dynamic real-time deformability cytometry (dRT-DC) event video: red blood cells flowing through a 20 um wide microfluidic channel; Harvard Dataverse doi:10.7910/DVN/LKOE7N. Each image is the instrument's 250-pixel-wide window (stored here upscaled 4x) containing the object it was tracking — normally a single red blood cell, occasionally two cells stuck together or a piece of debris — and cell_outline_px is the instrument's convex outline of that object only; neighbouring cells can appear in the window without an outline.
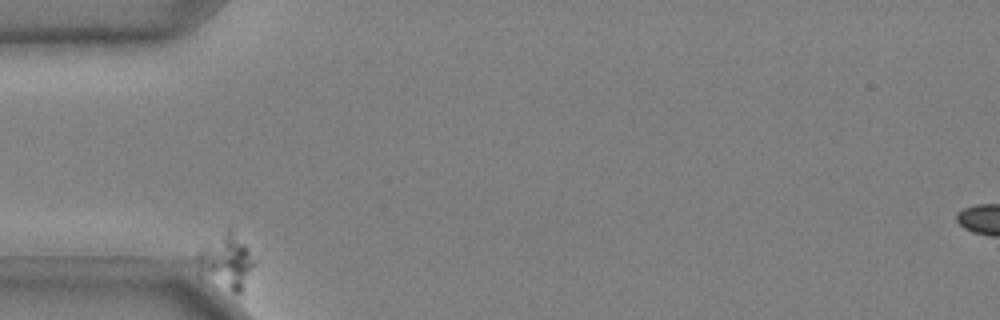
{"species": "common noctule bat (a hibernating species)", "species_latin": "Nyctalus noctula", "temperature_condition": "cold", "stored_images_in_passage": 53, "camera_frame_rate_fps": 3000, "um_per_image_px": 0.085, "animal": {"sex": "male", "body_mass_g": 20.4}, "frame": {"image": 1, "passage_image": 1, "time_ms": 0.0, "image_size_px": [1000, 320], "cell_outline_px": [[256, 260], [244, 288], [240, 292], [232, 292], [176, 260], [176, 256], [228, 232], [232, 232], [248, 248]], "centroid_in_image_um": [18.84, 22.22], "position_along_channel_um": 66.2, "area_um2": 19.88}}
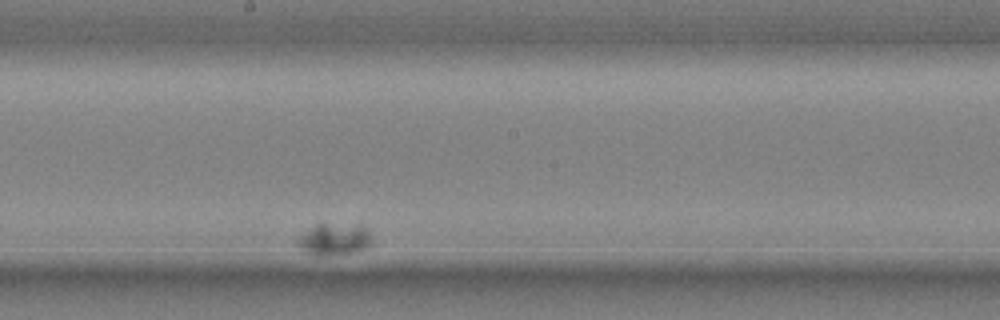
{"frame": {"image": 2, "passage_image": 23, "time_ms": 7.333, "image_size_px": [1000, 320], "cell_outline_px": [[372, 244], [368, 248], [352, 252], [320, 256], [316, 256], [300, 248], [296, 244], [300, 236], [316, 224], [324, 224], [364, 228], [372, 236]], "centroid_in_image_um": [28.4, 20.38], "position_along_channel_um": 219.8, "area_um2": 13.18}}
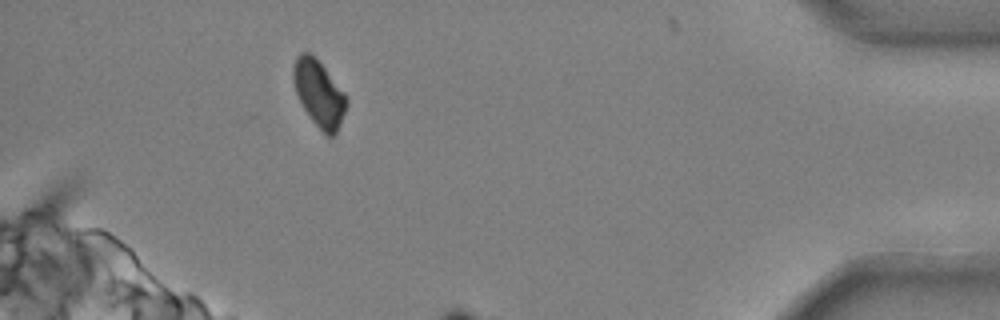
{"frame": {"image": 3, "passage_image": 53, "time_ms": 17.333, "image_size_px": [1000, 320], "cell_outline_px": [[348, 104], [340, 124], [336, 132], [332, 136], [324, 136], [312, 120], [304, 108], [296, 92], [292, 80], [292, 68], [296, 56], [300, 52], [312, 52], [348, 96]], "centroid_in_image_um": [27.12, 7.91], "position_along_channel_um": 408.1, "area_um2": 20.87}}